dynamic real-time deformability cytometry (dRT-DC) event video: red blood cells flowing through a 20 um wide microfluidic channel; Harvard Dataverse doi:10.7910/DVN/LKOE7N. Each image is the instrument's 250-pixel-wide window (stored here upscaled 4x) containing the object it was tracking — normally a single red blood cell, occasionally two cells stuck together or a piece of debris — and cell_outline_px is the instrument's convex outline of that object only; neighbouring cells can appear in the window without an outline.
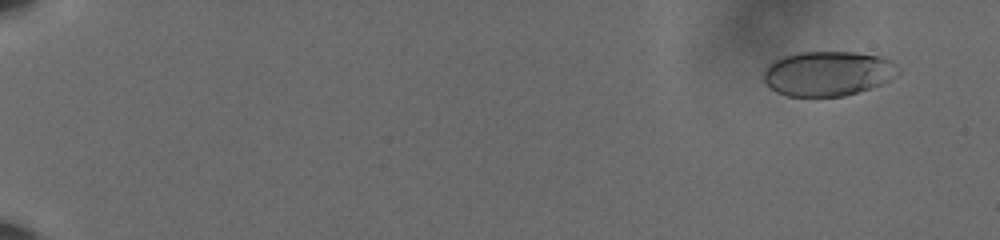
{"species": "human", "species_latin": "Homo sapiens", "temperature_condition": "cold", "stored_images_in_passage": 18, "camera_frame_rate_fps": 3000, "um_per_image_px": 0.085, "donor": {"sex": "male"}, "frame": {"image": 1, "passage_image": 5, "time_ms": 1.333, "image_size_px": [1000, 240], "cell_outline_px": [[900, 72], [896, 76], [880, 84], [844, 96], [788, 96], [776, 92], [764, 80], [760, 72], [768, 64], [780, 56], [800, 52], [852, 52], [880, 56], [892, 60], [900, 68]], "centroid_in_image_um": [70.34, 6.23], "position_along_channel_um": 14.7, "area_um2": 35.32}}